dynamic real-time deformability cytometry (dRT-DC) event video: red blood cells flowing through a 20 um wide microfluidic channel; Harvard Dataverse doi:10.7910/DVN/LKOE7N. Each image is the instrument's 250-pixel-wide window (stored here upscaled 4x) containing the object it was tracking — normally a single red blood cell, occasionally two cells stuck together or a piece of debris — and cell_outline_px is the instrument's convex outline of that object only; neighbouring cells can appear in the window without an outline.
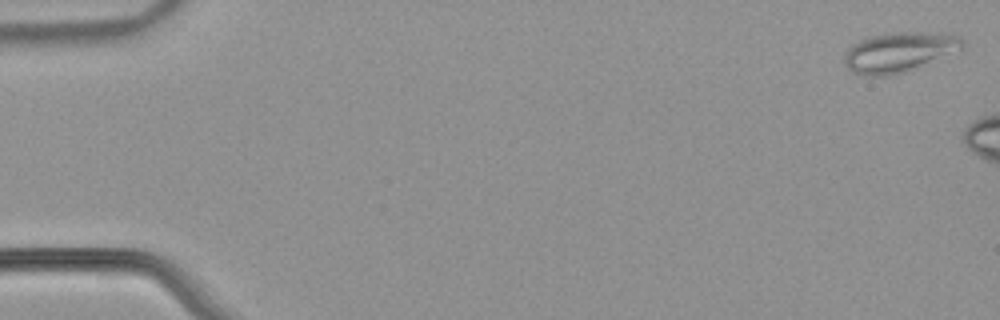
{"species": "common noctule bat (a hibernating species)", "species_latin": "Nyctalus noctula", "temperature_condition": "warm", "stored_images_in_passage": 7, "camera_frame_rate_fps": 3000, "um_per_image_px": 0.085, "animal": {"sex": "male", "body_mass_g": 21.5, "forearm_length_mm": 52.0}, "frame": {"image": 1, "passage_image": 1, "time_ms": 0.0, "image_size_px": [1000, 320], "cell_outline_px": [[968, 44], [964, 48], [900, 72], [884, 76], [872, 76], [856, 72], [848, 68], [844, 64], [844, 56], [848, 48], [860, 40], [868, 36], [896, 32], [920, 32], [960, 36]], "centroid_in_image_um": [76.41, 4.39], "position_along_channel_um": 8.6, "area_um2": 26.65}}